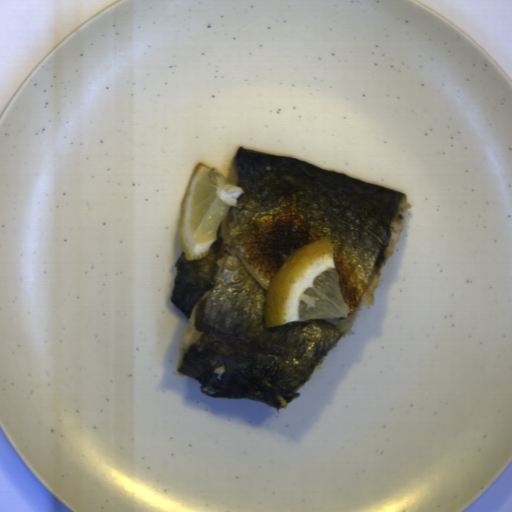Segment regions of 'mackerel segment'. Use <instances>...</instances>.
<instances>
[{
    "mask_svg": "<svg viewBox=\"0 0 512 512\" xmlns=\"http://www.w3.org/2000/svg\"><path fill=\"white\" fill-rule=\"evenodd\" d=\"M225 178L242 188L207 256L182 250L171 301L188 319L176 372L211 398L283 409L373 305L411 205L407 195L284 155L239 146ZM328 239L347 318L265 328L269 284L301 246Z\"/></svg>",
    "mask_w": 512,
    "mask_h": 512,
    "instance_id": "14911b7f",
    "label": "mackerel segment"
}]
</instances>
